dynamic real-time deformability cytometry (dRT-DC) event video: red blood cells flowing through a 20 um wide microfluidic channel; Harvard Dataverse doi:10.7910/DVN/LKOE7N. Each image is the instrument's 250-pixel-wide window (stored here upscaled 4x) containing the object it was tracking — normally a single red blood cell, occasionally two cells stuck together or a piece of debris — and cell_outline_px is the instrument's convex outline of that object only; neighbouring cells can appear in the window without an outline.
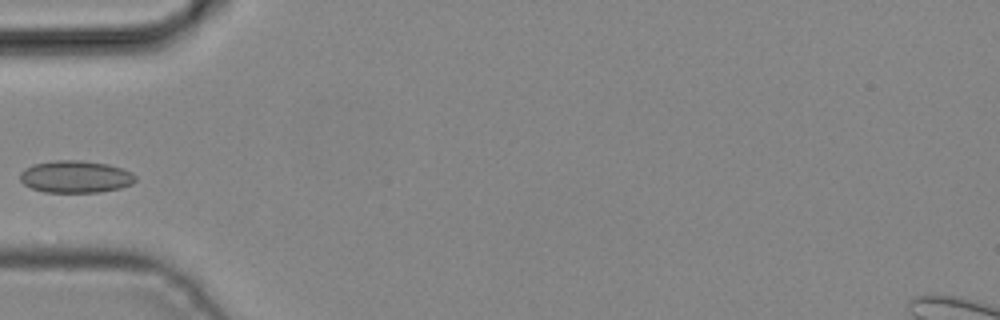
{"species": "common noctule bat (a hibernating species)", "species_latin": "Nyctalus noctula", "temperature_condition": "cold", "stored_images_in_passage": 3, "camera_frame_rate_fps": 3000, "um_per_image_px": 0.085, "animal": {"sex": "male", "body_mass_g": 19.2, "forearm_length_mm": 51.8}, "frame": {"image": 1, "passage_image": 3, "time_ms": 0.667, "image_size_px": [1000, 320], "cell_outline_px": [[136, 180], [132, 184], [120, 188], [100, 192], [44, 192], [32, 188], [24, 184], [20, 180], [20, 172], [24, 168], [32, 164], [56, 160], [80, 160], [108, 164], [132, 172], [136, 176]], "centroid_in_image_um": [6.41, 15.02], "position_along_channel_um": 78.6, "area_um2": 21.73}}